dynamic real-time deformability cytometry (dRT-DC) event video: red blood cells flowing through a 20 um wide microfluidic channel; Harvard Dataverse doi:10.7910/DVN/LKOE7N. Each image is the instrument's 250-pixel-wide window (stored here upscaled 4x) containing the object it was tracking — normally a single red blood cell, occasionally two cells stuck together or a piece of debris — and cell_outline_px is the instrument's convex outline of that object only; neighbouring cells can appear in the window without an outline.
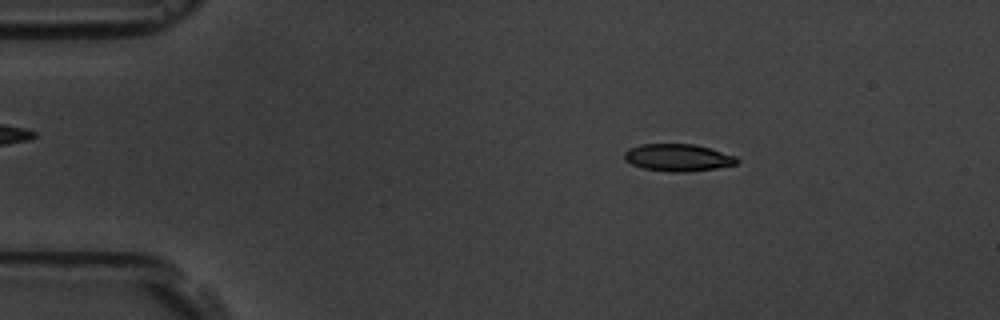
{"species": "common noctule bat (a hibernating species)", "species_latin": "Nyctalus noctula", "temperature_condition": "room temperature", "stored_images_in_passage": 4, "camera_frame_rate_fps": 3000, "um_per_image_px": 0.085, "animal": {"sex": "male", "body_mass_g": 19.5, "forearm_length_mm": 54.6}, "frame": {"image": 1, "passage_image": 2, "time_ms": 1.0, "image_size_px": [1000, 320], "cell_outline_px": [[740, 164], [716, 168], [684, 172], [668, 172], [644, 168], [632, 164], [624, 160], [624, 152], [628, 148], [640, 144], [696, 144], [736, 156], [740, 160]], "centroid_in_image_um": [57.64, 13.39], "position_along_channel_um": 27.4, "area_um2": 18.03}}